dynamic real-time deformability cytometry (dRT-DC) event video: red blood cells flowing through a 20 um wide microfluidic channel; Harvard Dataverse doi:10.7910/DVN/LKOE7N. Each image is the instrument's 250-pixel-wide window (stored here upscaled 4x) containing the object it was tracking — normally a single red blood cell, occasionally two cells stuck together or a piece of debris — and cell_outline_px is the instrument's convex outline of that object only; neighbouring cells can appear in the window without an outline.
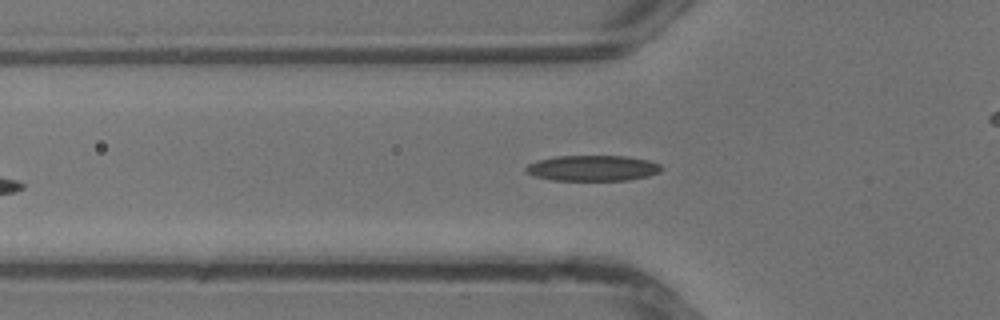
{"species": "common noctule bat (a hibernating species)", "species_latin": "Nyctalus noctula", "temperature_condition": "warm", "stored_images_in_passage": 23, "camera_frame_rate_fps": 3000, "um_per_image_px": 0.085, "animal": {"sex": "male", "body_mass_g": 13.3}, "frame": {"image": 1, "passage_image": 2, "time_ms": 0.333, "image_size_px": [1000, 320], "cell_outline_px": [[664, 168], [660, 172], [648, 176], [628, 180], [552, 180], [532, 176], [524, 172], [524, 168], [528, 164], [536, 160], [556, 156], [624, 156], [648, 160], [660, 164]], "centroid_in_image_um": [50.34, 14.29], "position_along_channel_um": 75.5, "area_um2": 20.46}}
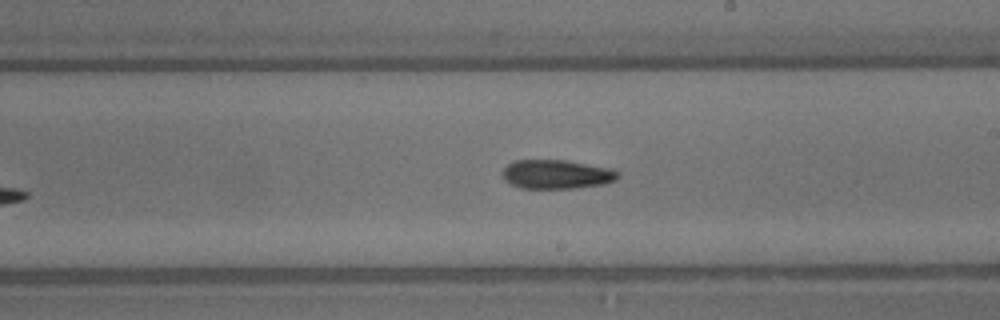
{"frame": {"image": 2, "passage_image": 11, "time_ms": 3.333, "image_size_px": [1000, 320], "cell_outline_px": [[620, 176], [616, 180], [604, 184], [580, 188], [520, 188], [508, 184], [504, 180], [500, 172], [512, 160], [564, 160], [608, 168], [620, 172]], "centroid_in_image_um": [47.26, 14.82], "position_along_channel_um": 241.7, "area_um2": 19.77}}
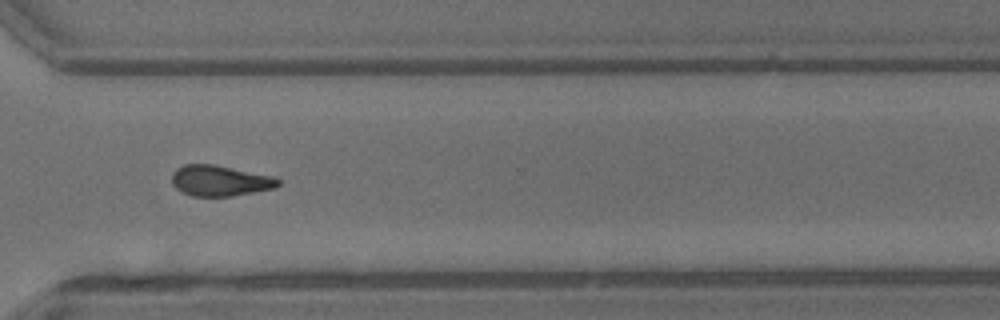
{"frame": {"image": 3, "passage_image": 17, "time_ms": 5.333, "image_size_px": [1000, 320], "cell_outline_px": [[280, 184], [276, 188], [232, 196], [192, 196], [180, 192], [172, 184], [172, 172], [176, 168], [184, 164], [212, 164], [272, 176], [280, 180]], "centroid_in_image_um": [18.66, 15.36], "position_along_channel_um": 351.9, "area_um2": 19.07}}